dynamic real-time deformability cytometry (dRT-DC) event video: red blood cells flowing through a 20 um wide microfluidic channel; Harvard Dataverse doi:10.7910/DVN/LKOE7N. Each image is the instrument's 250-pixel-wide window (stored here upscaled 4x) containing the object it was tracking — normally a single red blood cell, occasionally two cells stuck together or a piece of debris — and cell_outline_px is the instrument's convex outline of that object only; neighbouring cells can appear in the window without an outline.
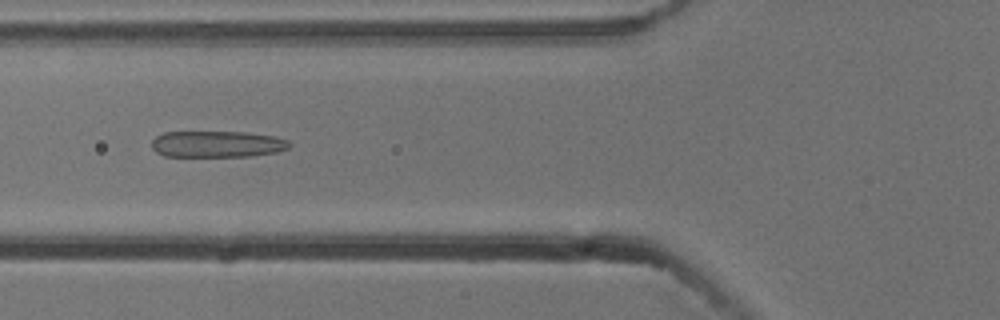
{"species": "common noctule bat (a hibernating species)", "species_latin": "Nyctalus noctula", "temperature_condition": "cold", "stored_images_in_passage": 7, "camera_frame_rate_fps": 3000, "um_per_image_px": 0.085, "animal": {"sex": "male", "body_mass_g": 13.3}, "frame": {"image": 1, "passage_image": 6, "time_ms": 1.667, "image_size_px": [1000, 320], "cell_outline_px": [[292, 144], [288, 148], [276, 152], [252, 156], [164, 156], [156, 152], [152, 148], [152, 140], [156, 136], [164, 132], [244, 132], [276, 136], [288, 140]], "centroid_in_image_um": [18.47, 12.24], "position_along_channel_um": 107.3, "area_um2": 21.27}}
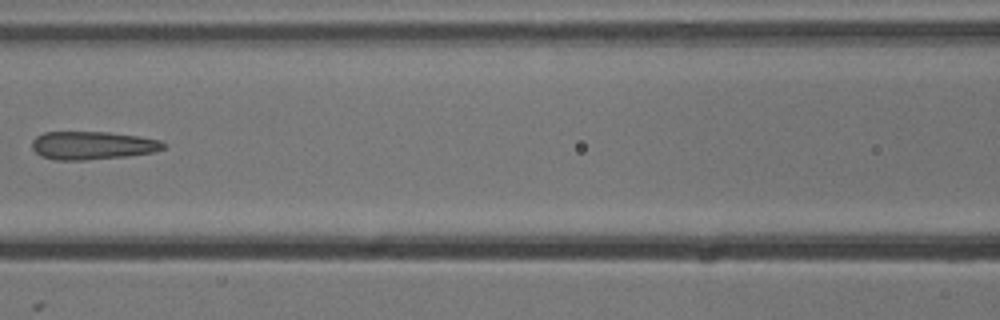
{"frame": {"image": 2, "passage_image": 7, "time_ms": 2.0, "image_size_px": [1000, 320], "cell_outline_px": [[164, 148], [152, 152], [128, 156], [84, 160], [56, 160], [40, 156], [32, 148], [32, 140], [36, 136], [44, 132], [108, 132], [140, 136], [160, 140], [164, 144]], "centroid_in_image_um": [7.83, 12.36], "position_along_channel_um": 158.8, "area_um2": 21.56}}